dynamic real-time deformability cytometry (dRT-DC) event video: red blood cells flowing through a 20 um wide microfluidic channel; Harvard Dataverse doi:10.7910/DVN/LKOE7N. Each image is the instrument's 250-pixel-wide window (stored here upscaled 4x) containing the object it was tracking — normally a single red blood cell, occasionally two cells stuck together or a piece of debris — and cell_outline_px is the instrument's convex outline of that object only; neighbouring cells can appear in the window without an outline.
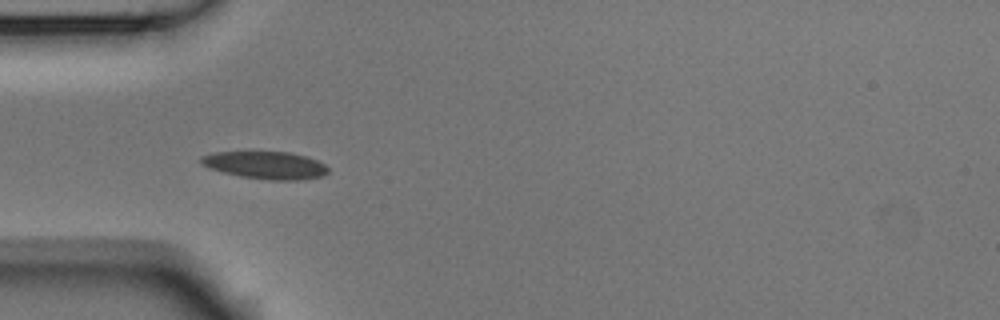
{"species": "Egyptian fruit bat (a non-hibernating species)", "species_latin": "Rousettus aegyptiacus", "temperature_condition": "room temperature", "stored_images_in_passage": 2, "camera_frame_rate_fps": 3000, "um_per_image_px": 0.085, "animal": {"sex": "male"}, "frame": {"image": 1, "passage_image": 1, "time_ms": 0.0, "image_size_px": [1000, 320], "cell_outline_px": [[328, 172], [324, 176], [300, 180], [268, 180], [240, 176], [208, 168], [200, 164], [200, 156], [216, 152], [288, 152], [304, 156], [316, 160], [324, 164], [328, 168]], "centroid_in_image_um": [22.56, 14.05], "position_along_channel_um": 62.4, "area_um2": 20.35}}
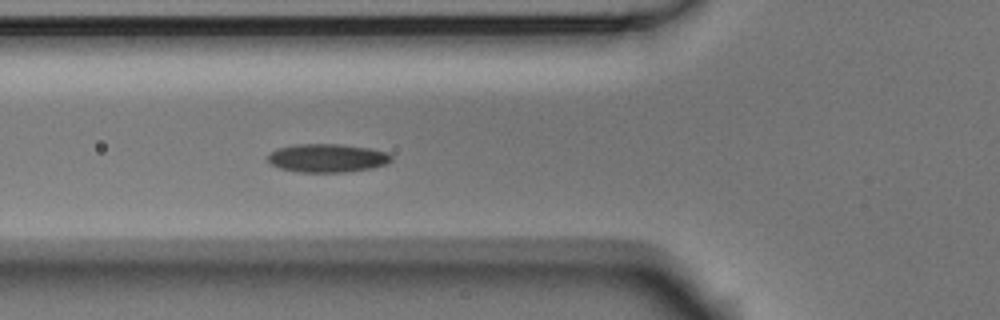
{"frame": {"image": 2, "passage_image": 2, "time_ms": 0.333, "image_size_px": [1000, 320], "cell_outline_px": [[392, 160], [388, 164], [372, 168], [344, 172], [300, 172], [280, 168], [272, 164], [268, 160], [268, 156], [276, 148], [296, 144], [340, 144], [368, 148], [388, 152], [392, 156]], "centroid_in_image_um": [27.85, 13.43], "position_along_channel_um": 97.9, "area_um2": 20.46}}